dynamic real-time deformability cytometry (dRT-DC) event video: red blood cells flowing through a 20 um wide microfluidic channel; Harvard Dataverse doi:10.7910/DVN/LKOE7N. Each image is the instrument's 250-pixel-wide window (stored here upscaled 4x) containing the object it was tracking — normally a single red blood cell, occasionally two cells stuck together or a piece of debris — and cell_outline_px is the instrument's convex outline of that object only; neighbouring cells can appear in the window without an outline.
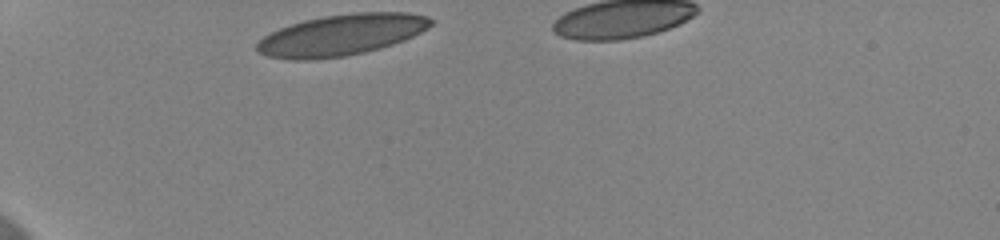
{"species": "human", "species_latin": "Homo sapiens", "temperature_condition": "cold", "stored_images_in_passage": 32, "camera_frame_rate_fps": 3000, "um_per_image_px": 0.085, "donor": {"sex": "female"}, "frame": {"image": 1, "passage_image": 1, "time_ms": 0.0, "image_size_px": [1000, 240], "cell_outline_px": [[432, 24], [428, 28], [404, 40], [380, 48], [364, 52], [344, 56], [308, 60], [288, 60], [268, 56], [256, 52], [256, 44], [264, 36], [280, 28], [304, 20], [324, 16], [356, 12], [408, 12], [428, 16], [432, 20]], "centroid_in_image_um": [29.01, 2.97], "position_along_channel_um": 56.0, "area_um2": 41.62}, "authors_computed_cell_mechanics": {"area_um2": 40.6045, "velocity_mm_per_s": 3.6086, "shape_relaxation_time_tau1_ms": 3.6323, "shape_relaxation_time_tau2_ms": null, "deformation_change_tau1": 0.1317, "deformation_change_tau2": null}}